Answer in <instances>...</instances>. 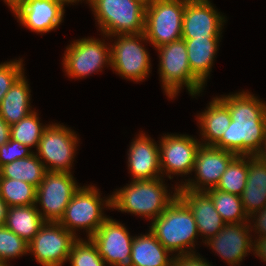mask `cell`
<instances>
[{
    "instance_id": "6da1fadb",
    "label": "cell",
    "mask_w": 266,
    "mask_h": 266,
    "mask_svg": "<svg viewBox=\"0 0 266 266\" xmlns=\"http://www.w3.org/2000/svg\"><path fill=\"white\" fill-rule=\"evenodd\" d=\"M218 98L228 107L232 121L214 147L257 155L266 140V103L244 91Z\"/></svg>"
},
{
    "instance_id": "7a4b0ae2",
    "label": "cell",
    "mask_w": 266,
    "mask_h": 266,
    "mask_svg": "<svg viewBox=\"0 0 266 266\" xmlns=\"http://www.w3.org/2000/svg\"><path fill=\"white\" fill-rule=\"evenodd\" d=\"M151 224L150 231L170 253H194L199 233L191 209L179 196Z\"/></svg>"
},
{
    "instance_id": "3957f363",
    "label": "cell",
    "mask_w": 266,
    "mask_h": 266,
    "mask_svg": "<svg viewBox=\"0 0 266 266\" xmlns=\"http://www.w3.org/2000/svg\"><path fill=\"white\" fill-rule=\"evenodd\" d=\"M162 179L132 180L110 195L111 208L154 220L178 196L177 187L171 195Z\"/></svg>"
},
{
    "instance_id": "277c9868",
    "label": "cell",
    "mask_w": 266,
    "mask_h": 266,
    "mask_svg": "<svg viewBox=\"0 0 266 266\" xmlns=\"http://www.w3.org/2000/svg\"><path fill=\"white\" fill-rule=\"evenodd\" d=\"M104 37L140 34L145 30L143 0H86Z\"/></svg>"
},
{
    "instance_id": "5b68a950",
    "label": "cell",
    "mask_w": 266,
    "mask_h": 266,
    "mask_svg": "<svg viewBox=\"0 0 266 266\" xmlns=\"http://www.w3.org/2000/svg\"><path fill=\"white\" fill-rule=\"evenodd\" d=\"M157 50L160 59L159 74L166 96L173 99L183 85L191 96L200 94L204 85L191 71L184 39L162 45Z\"/></svg>"
},
{
    "instance_id": "8992f818",
    "label": "cell",
    "mask_w": 266,
    "mask_h": 266,
    "mask_svg": "<svg viewBox=\"0 0 266 266\" xmlns=\"http://www.w3.org/2000/svg\"><path fill=\"white\" fill-rule=\"evenodd\" d=\"M94 186L80 187L73 195L59 223L75 237L78 228L85 229L90 238L108 218L103 216L106 206L111 209V196L105 200ZM104 200V201H103ZM103 202V203H102ZM105 205V206H104Z\"/></svg>"
},
{
    "instance_id": "52a82bcc",
    "label": "cell",
    "mask_w": 266,
    "mask_h": 266,
    "mask_svg": "<svg viewBox=\"0 0 266 266\" xmlns=\"http://www.w3.org/2000/svg\"><path fill=\"white\" fill-rule=\"evenodd\" d=\"M187 0H154L145 8V36L155 49L182 39Z\"/></svg>"
},
{
    "instance_id": "ba28073f",
    "label": "cell",
    "mask_w": 266,
    "mask_h": 266,
    "mask_svg": "<svg viewBox=\"0 0 266 266\" xmlns=\"http://www.w3.org/2000/svg\"><path fill=\"white\" fill-rule=\"evenodd\" d=\"M110 45L111 65L117 74L133 81H142L150 73V56L141 41H148L145 33L116 35Z\"/></svg>"
},
{
    "instance_id": "9c48e42d",
    "label": "cell",
    "mask_w": 266,
    "mask_h": 266,
    "mask_svg": "<svg viewBox=\"0 0 266 266\" xmlns=\"http://www.w3.org/2000/svg\"><path fill=\"white\" fill-rule=\"evenodd\" d=\"M78 140L76 133L62 124L47 125L36 155L43 162L46 171L71 173Z\"/></svg>"
},
{
    "instance_id": "30bf717a",
    "label": "cell",
    "mask_w": 266,
    "mask_h": 266,
    "mask_svg": "<svg viewBox=\"0 0 266 266\" xmlns=\"http://www.w3.org/2000/svg\"><path fill=\"white\" fill-rule=\"evenodd\" d=\"M79 188L71 173L47 171L36 188V205H41L42 209H37L43 219L46 222H59Z\"/></svg>"
},
{
    "instance_id": "8fae6325",
    "label": "cell",
    "mask_w": 266,
    "mask_h": 266,
    "mask_svg": "<svg viewBox=\"0 0 266 266\" xmlns=\"http://www.w3.org/2000/svg\"><path fill=\"white\" fill-rule=\"evenodd\" d=\"M63 57L66 74L71 78H84L93 72L102 71L104 65H111L110 45L95 38H82L68 47Z\"/></svg>"
},
{
    "instance_id": "7c38bea8",
    "label": "cell",
    "mask_w": 266,
    "mask_h": 266,
    "mask_svg": "<svg viewBox=\"0 0 266 266\" xmlns=\"http://www.w3.org/2000/svg\"><path fill=\"white\" fill-rule=\"evenodd\" d=\"M76 239L59 222H45L28 243V253H33L37 263L42 266H62L68 261Z\"/></svg>"
},
{
    "instance_id": "4fadbf2b",
    "label": "cell",
    "mask_w": 266,
    "mask_h": 266,
    "mask_svg": "<svg viewBox=\"0 0 266 266\" xmlns=\"http://www.w3.org/2000/svg\"><path fill=\"white\" fill-rule=\"evenodd\" d=\"M236 156L234 152L201 144L193 169L196 179L189 178L183 182L184 184L181 182V185L176 186L193 191H207L215 188L222 174Z\"/></svg>"
},
{
    "instance_id": "5bb4252c",
    "label": "cell",
    "mask_w": 266,
    "mask_h": 266,
    "mask_svg": "<svg viewBox=\"0 0 266 266\" xmlns=\"http://www.w3.org/2000/svg\"><path fill=\"white\" fill-rule=\"evenodd\" d=\"M160 140L158 145L162 177L164 173L172 179V174L182 176L193 172L196 154L202 141L181 134L164 135Z\"/></svg>"
},
{
    "instance_id": "9a60e30c",
    "label": "cell",
    "mask_w": 266,
    "mask_h": 266,
    "mask_svg": "<svg viewBox=\"0 0 266 266\" xmlns=\"http://www.w3.org/2000/svg\"><path fill=\"white\" fill-rule=\"evenodd\" d=\"M133 238L123 224L110 217L90 237L108 266H130Z\"/></svg>"
},
{
    "instance_id": "2e32d148",
    "label": "cell",
    "mask_w": 266,
    "mask_h": 266,
    "mask_svg": "<svg viewBox=\"0 0 266 266\" xmlns=\"http://www.w3.org/2000/svg\"><path fill=\"white\" fill-rule=\"evenodd\" d=\"M225 17L209 0H187L183 14L182 39L221 38Z\"/></svg>"
},
{
    "instance_id": "e0dca14e",
    "label": "cell",
    "mask_w": 266,
    "mask_h": 266,
    "mask_svg": "<svg viewBox=\"0 0 266 266\" xmlns=\"http://www.w3.org/2000/svg\"><path fill=\"white\" fill-rule=\"evenodd\" d=\"M249 222L225 224L216 236L204 243L209 245L217 255L226 260L229 265H238L245 256L254 251L255 242L251 234ZM247 254V255H246Z\"/></svg>"
},
{
    "instance_id": "ac0fdd59",
    "label": "cell",
    "mask_w": 266,
    "mask_h": 266,
    "mask_svg": "<svg viewBox=\"0 0 266 266\" xmlns=\"http://www.w3.org/2000/svg\"><path fill=\"white\" fill-rule=\"evenodd\" d=\"M63 0H27L13 14L22 26L36 33L55 30L64 18Z\"/></svg>"
},
{
    "instance_id": "d6986e66",
    "label": "cell",
    "mask_w": 266,
    "mask_h": 266,
    "mask_svg": "<svg viewBox=\"0 0 266 266\" xmlns=\"http://www.w3.org/2000/svg\"><path fill=\"white\" fill-rule=\"evenodd\" d=\"M177 195L191 209L198 233L204 237L205 241L216 236L226 224L205 191H193L179 186Z\"/></svg>"
},
{
    "instance_id": "ffe728a7",
    "label": "cell",
    "mask_w": 266,
    "mask_h": 266,
    "mask_svg": "<svg viewBox=\"0 0 266 266\" xmlns=\"http://www.w3.org/2000/svg\"><path fill=\"white\" fill-rule=\"evenodd\" d=\"M128 155V169L134 180H152L162 177L160 149L146 134L141 133L131 142Z\"/></svg>"
},
{
    "instance_id": "44dd1931",
    "label": "cell",
    "mask_w": 266,
    "mask_h": 266,
    "mask_svg": "<svg viewBox=\"0 0 266 266\" xmlns=\"http://www.w3.org/2000/svg\"><path fill=\"white\" fill-rule=\"evenodd\" d=\"M240 197L248 216L266 205V163L256 155H248V178Z\"/></svg>"
},
{
    "instance_id": "7402d4cb",
    "label": "cell",
    "mask_w": 266,
    "mask_h": 266,
    "mask_svg": "<svg viewBox=\"0 0 266 266\" xmlns=\"http://www.w3.org/2000/svg\"><path fill=\"white\" fill-rule=\"evenodd\" d=\"M200 125V134L203 140L202 145L214 146L226 132L231 124V117L228 107L218 98L215 97L207 110L197 116Z\"/></svg>"
},
{
    "instance_id": "603a6c76",
    "label": "cell",
    "mask_w": 266,
    "mask_h": 266,
    "mask_svg": "<svg viewBox=\"0 0 266 266\" xmlns=\"http://www.w3.org/2000/svg\"><path fill=\"white\" fill-rule=\"evenodd\" d=\"M149 230L132 241L130 266H172L173 256Z\"/></svg>"
},
{
    "instance_id": "cb8c5ba5",
    "label": "cell",
    "mask_w": 266,
    "mask_h": 266,
    "mask_svg": "<svg viewBox=\"0 0 266 266\" xmlns=\"http://www.w3.org/2000/svg\"><path fill=\"white\" fill-rule=\"evenodd\" d=\"M220 38L184 39L187 46L188 63L193 75L205 85L212 70Z\"/></svg>"
},
{
    "instance_id": "d4e9b609",
    "label": "cell",
    "mask_w": 266,
    "mask_h": 266,
    "mask_svg": "<svg viewBox=\"0 0 266 266\" xmlns=\"http://www.w3.org/2000/svg\"><path fill=\"white\" fill-rule=\"evenodd\" d=\"M30 92L29 84L23 73L2 98L0 104V116L8 125L19 122L33 112L30 107Z\"/></svg>"
},
{
    "instance_id": "484cf974",
    "label": "cell",
    "mask_w": 266,
    "mask_h": 266,
    "mask_svg": "<svg viewBox=\"0 0 266 266\" xmlns=\"http://www.w3.org/2000/svg\"><path fill=\"white\" fill-rule=\"evenodd\" d=\"M37 206L8 207L4 226L29 243L46 222Z\"/></svg>"
},
{
    "instance_id": "4316f807",
    "label": "cell",
    "mask_w": 266,
    "mask_h": 266,
    "mask_svg": "<svg viewBox=\"0 0 266 266\" xmlns=\"http://www.w3.org/2000/svg\"><path fill=\"white\" fill-rule=\"evenodd\" d=\"M46 172L43 162L33 152L28 157L17 159L1 166L0 178L21 180L37 188Z\"/></svg>"
},
{
    "instance_id": "83f0119b",
    "label": "cell",
    "mask_w": 266,
    "mask_h": 266,
    "mask_svg": "<svg viewBox=\"0 0 266 266\" xmlns=\"http://www.w3.org/2000/svg\"><path fill=\"white\" fill-rule=\"evenodd\" d=\"M213 201L215 209L218 211L226 224L250 222L249 216L243 208L241 197L223 192L216 188L205 191Z\"/></svg>"
},
{
    "instance_id": "f1b7e54d",
    "label": "cell",
    "mask_w": 266,
    "mask_h": 266,
    "mask_svg": "<svg viewBox=\"0 0 266 266\" xmlns=\"http://www.w3.org/2000/svg\"><path fill=\"white\" fill-rule=\"evenodd\" d=\"M247 178L248 155H237L222 174L215 188L223 192L241 196L245 189Z\"/></svg>"
},
{
    "instance_id": "f546056e",
    "label": "cell",
    "mask_w": 266,
    "mask_h": 266,
    "mask_svg": "<svg viewBox=\"0 0 266 266\" xmlns=\"http://www.w3.org/2000/svg\"><path fill=\"white\" fill-rule=\"evenodd\" d=\"M0 197L8 207L36 204V187L10 178H0Z\"/></svg>"
},
{
    "instance_id": "4dcf8cb0",
    "label": "cell",
    "mask_w": 266,
    "mask_h": 266,
    "mask_svg": "<svg viewBox=\"0 0 266 266\" xmlns=\"http://www.w3.org/2000/svg\"><path fill=\"white\" fill-rule=\"evenodd\" d=\"M47 125H42L37 112L33 110L19 122L10 125V139L16 140L29 148L38 147L42 133Z\"/></svg>"
},
{
    "instance_id": "1f68e13d",
    "label": "cell",
    "mask_w": 266,
    "mask_h": 266,
    "mask_svg": "<svg viewBox=\"0 0 266 266\" xmlns=\"http://www.w3.org/2000/svg\"><path fill=\"white\" fill-rule=\"evenodd\" d=\"M77 238L71 247L68 261L71 266H107L98 254V250L90 238Z\"/></svg>"
},
{
    "instance_id": "d6a6232c",
    "label": "cell",
    "mask_w": 266,
    "mask_h": 266,
    "mask_svg": "<svg viewBox=\"0 0 266 266\" xmlns=\"http://www.w3.org/2000/svg\"><path fill=\"white\" fill-rule=\"evenodd\" d=\"M27 253L28 243L5 226H0V260L9 266L7 262L10 259Z\"/></svg>"
},
{
    "instance_id": "836d02e7",
    "label": "cell",
    "mask_w": 266,
    "mask_h": 266,
    "mask_svg": "<svg viewBox=\"0 0 266 266\" xmlns=\"http://www.w3.org/2000/svg\"><path fill=\"white\" fill-rule=\"evenodd\" d=\"M23 60L0 63V104L14 82L24 73Z\"/></svg>"
},
{
    "instance_id": "e575fe53",
    "label": "cell",
    "mask_w": 266,
    "mask_h": 266,
    "mask_svg": "<svg viewBox=\"0 0 266 266\" xmlns=\"http://www.w3.org/2000/svg\"><path fill=\"white\" fill-rule=\"evenodd\" d=\"M29 149L28 146L9 139L6 144L0 146V167L17 159L30 156L33 151L31 152Z\"/></svg>"
},
{
    "instance_id": "d590c367",
    "label": "cell",
    "mask_w": 266,
    "mask_h": 266,
    "mask_svg": "<svg viewBox=\"0 0 266 266\" xmlns=\"http://www.w3.org/2000/svg\"><path fill=\"white\" fill-rule=\"evenodd\" d=\"M172 266H212L206 259L194 253L176 255L173 257Z\"/></svg>"
},
{
    "instance_id": "8d00e7d4",
    "label": "cell",
    "mask_w": 266,
    "mask_h": 266,
    "mask_svg": "<svg viewBox=\"0 0 266 266\" xmlns=\"http://www.w3.org/2000/svg\"><path fill=\"white\" fill-rule=\"evenodd\" d=\"M256 216V217H255ZM255 219V222L253 220L254 226L253 230L259 233V238H265L266 237V205L262 210H259L249 216V219Z\"/></svg>"
},
{
    "instance_id": "74e56055",
    "label": "cell",
    "mask_w": 266,
    "mask_h": 266,
    "mask_svg": "<svg viewBox=\"0 0 266 266\" xmlns=\"http://www.w3.org/2000/svg\"><path fill=\"white\" fill-rule=\"evenodd\" d=\"M255 242L254 246V255L260 257L261 260L266 262V237L258 238Z\"/></svg>"
},
{
    "instance_id": "f35d334b",
    "label": "cell",
    "mask_w": 266,
    "mask_h": 266,
    "mask_svg": "<svg viewBox=\"0 0 266 266\" xmlns=\"http://www.w3.org/2000/svg\"><path fill=\"white\" fill-rule=\"evenodd\" d=\"M10 139V125L0 116V146Z\"/></svg>"
},
{
    "instance_id": "ab89813d",
    "label": "cell",
    "mask_w": 266,
    "mask_h": 266,
    "mask_svg": "<svg viewBox=\"0 0 266 266\" xmlns=\"http://www.w3.org/2000/svg\"><path fill=\"white\" fill-rule=\"evenodd\" d=\"M8 206L5 201L0 197V226H4Z\"/></svg>"
},
{
    "instance_id": "60d3db41",
    "label": "cell",
    "mask_w": 266,
    "mask_h": 266,
    "mask_svg": "<svg viewBox=\"0 0 266 266\" xmlns=\"http://www.w3.org/2000/svg\"><path fill=\"white\" fill-rule=\"evenodd\" d=\"M27 0H4V2L9 6L13 13L23 5Z\"/></svg>"
},
{
    "instance_id": "b9f144b4",
    "label": "cell",
    "mask_w": 266,
    "mask_h": 266,
    "mask_svg": "<svg viewBox=\"0 0 266 266\" xmlns=\"http://www.w3.org/2000/svg\"><path fill=\"white\" fill-rule=\"evenodd\" d=\"M256 156L259 157L264 163H266V140L263 143L262 149Z\"/></svg>"
},
{
    "instance_id": "7bdbcfd3",
    "label": "cell",
    "mask_w": 266,
    "mask_h": 266,
    "mask_svg": "<svg viewBox=\"0 0 266 266\" xmlns=\"http://www.w3.org/2000/svg\"><path fill=\"white\" fill-rule=\"evenodd\" d=\"M67 5L68 3H76V2H79V1H82V0H63Z\"/></svg>"
},
{
    "instance_id": "ee69618b",
    "label": "cell",
    "mask_w": 266,
    "mask_h": 266,
    "mask_svg": "<svg viewBox=\"0 0 266 266\" xmlns=\"http://www.w3.org/2000/svg\"><path fill=\"white\" fill-rule=\"evenodd\" d=\"M146 4L149 3V2H152L154 0H143Z\"/></svg>"
},
{
    "instance_id": "f6af8a7d",
    "label": "cell",
    "mask_w": 266,
    "mask_h": 266,
    "mask_svg": "<svg viewBox=\"0 0 266 266\" xmlns=\"http://www.w3.org/2000/svg\"><path fill=\"white\" fill-rule=\"evenodd\" d=\"M0 266H6V265L0 260Z\"/></svg>"
}]
</instances>
